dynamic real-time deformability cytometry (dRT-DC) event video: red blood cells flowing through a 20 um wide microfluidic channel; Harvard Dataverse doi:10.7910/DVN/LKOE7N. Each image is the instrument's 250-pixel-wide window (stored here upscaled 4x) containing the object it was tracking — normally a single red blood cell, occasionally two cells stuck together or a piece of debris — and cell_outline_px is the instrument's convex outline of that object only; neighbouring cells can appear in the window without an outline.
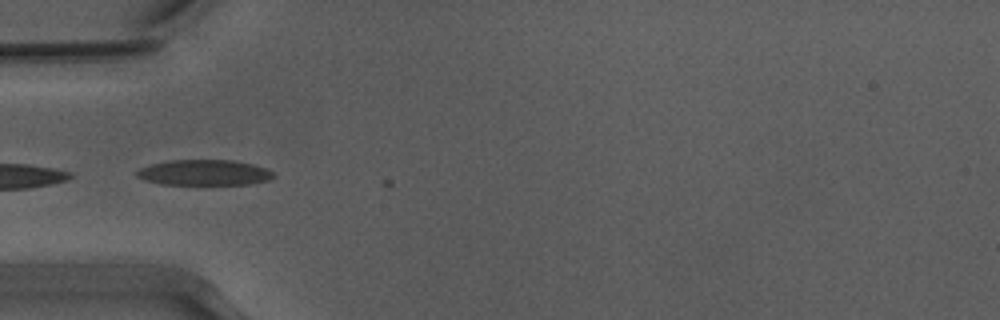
{"species": "Egyptian fruit bat (a non-hibernating species)", "species_latin": "Rousettus aegyptiacus", "temperature_condition": "warm", "stored_images_in_passage": 8, "camera_frame_rate_fps": 3000, "um_per_image_px": 0.085, "animal": {"sex": "male"}, "frame": {"image": 1, "passage_image": 6, "time_ms": 1.667, "image_size_px": [1000, 320], "cell_outline_px": [[276, 176], [268, 180], [248, 184], [160, 184], [144, 180], [136, 176], [136, 172], [140, 168], [148, 164], [168, 160], [232, 160], [252, 164], [268, 168]], "centroid_in_image_um": [17.33, 14.66], "position_along_channel_um": 67.7, "area_um2": 20.46}}